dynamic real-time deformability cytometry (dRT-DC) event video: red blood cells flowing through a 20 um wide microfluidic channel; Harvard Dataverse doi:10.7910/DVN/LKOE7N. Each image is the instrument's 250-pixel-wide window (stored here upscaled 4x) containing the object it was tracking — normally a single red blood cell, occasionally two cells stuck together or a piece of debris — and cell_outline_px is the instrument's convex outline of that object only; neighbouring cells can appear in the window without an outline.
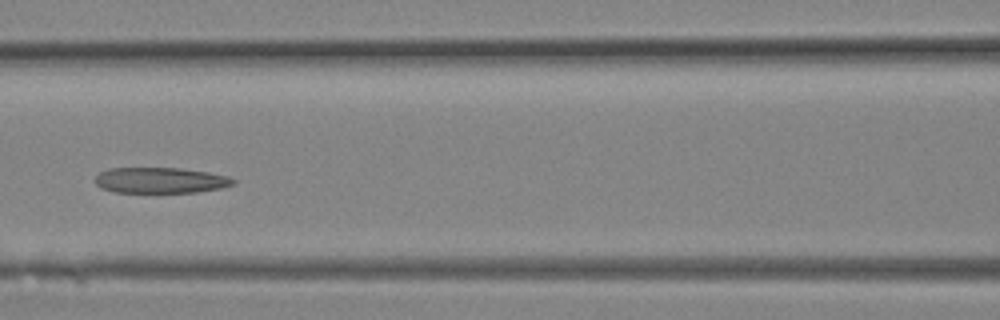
{"species": "Egyptian fruit bat (a non-hibernating species)", "species_latin": "Rousettus aegyptiacus", "temperature_condition": "room temperature", "stored_images_in_passage": 10, "camera_frame_rate_fps": 3000, "um_per_image_px": 0.085, "animal": {"sex": "female"}, "frame": {"image": 1, "passage_image": 9, "time_ms": 2.667, "image_size_px": [1000, 320], "cell_outline_px": [[236, 184], [224, 188], [196, 192], [112, 192], [100, 188], [96, 184], [96, 176], [100, 172], [108, 168], [180, 168], [208, 172], [228, 176], [236, 180]], "centroid_in_image_um": [13.67, 15.33], "position_along_channel_um": 152.9, "area_um2": 20.87}}